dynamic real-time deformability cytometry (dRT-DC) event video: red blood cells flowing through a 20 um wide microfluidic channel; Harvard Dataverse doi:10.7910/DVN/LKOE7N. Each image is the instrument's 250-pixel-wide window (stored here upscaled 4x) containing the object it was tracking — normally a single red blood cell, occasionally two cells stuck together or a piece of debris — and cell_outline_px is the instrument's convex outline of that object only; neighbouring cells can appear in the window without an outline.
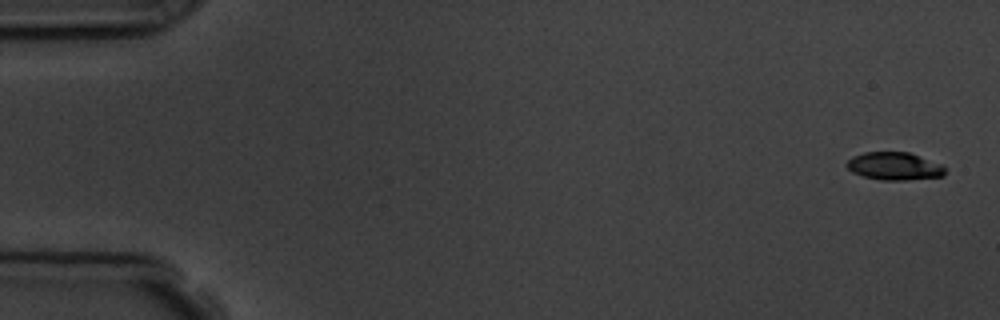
{"species": "common noctule bat (a hibernating species)", "species_latin": "Nyctalus noctula", "temperature_condition": "room temperature", "stored_images_in_passage": 4, "camera_frame_rate_fps": 3000, "um_per_image_px": 0.085, "animal": {"sex": "male", "body_mass_g": 19.5, "forearm_length_mm": 54.6}, "frame": {"image": 1, "passage_image": 1, "time_ms": 0.0, "image_size_px": [1000, 320], "cell_outline_px": [[944, 176], [904, 180], [880, 180], [864, 176], [852, 172], [844, 164], [852, 156], [864, 152], [908, 152], [940, 164], [944, 168]], "centroid_in_image_um": [75.97, 14.12], "position_along_channel_um": 9.0, "area_um2": 15.78}}